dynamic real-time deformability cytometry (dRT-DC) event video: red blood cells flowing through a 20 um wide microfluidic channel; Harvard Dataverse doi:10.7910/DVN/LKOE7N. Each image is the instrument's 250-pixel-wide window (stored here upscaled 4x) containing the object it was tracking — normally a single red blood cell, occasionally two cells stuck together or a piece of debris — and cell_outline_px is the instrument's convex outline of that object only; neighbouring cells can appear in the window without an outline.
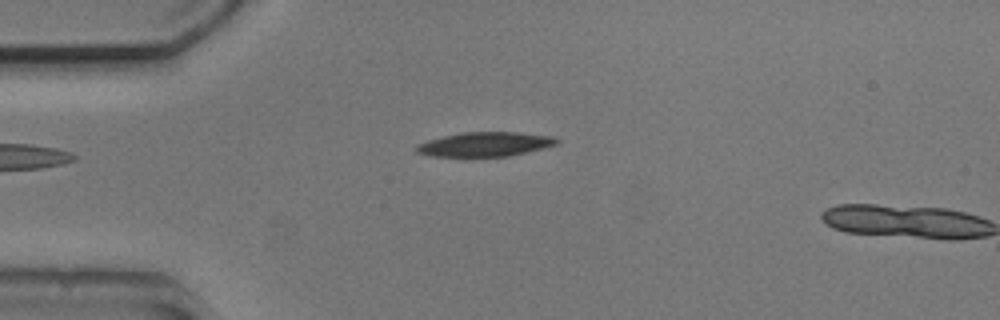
{"species": "common noctule bat (a hibernating species)", "species_latin": "Nyctalus noctula", "temperature_condition": "cold", "stored_images_in_passage": 3, "camera_frame_rate_fps": 3000, "um_per_image_px": 0.085, "animal": {"sex": "male", "body_mass_g": 20.5, "forearm_length_mm": 52.5}, "frame": {"image": 1, "passage_image": 3, "time_ms": 2.0, "image_size_px": [1000, 320], "cell_outline_px": [[560, 140], [556, 144], [544, 148], [508, 156], [432, 156], [416, 152], [416, 144], [428, 140], [460, 132], [516, 132], [552, 136]], "centroid_in_image_um": [41.22, 12.25], "position_along_channel_um": 43.8, "area_um2": 19.77}}